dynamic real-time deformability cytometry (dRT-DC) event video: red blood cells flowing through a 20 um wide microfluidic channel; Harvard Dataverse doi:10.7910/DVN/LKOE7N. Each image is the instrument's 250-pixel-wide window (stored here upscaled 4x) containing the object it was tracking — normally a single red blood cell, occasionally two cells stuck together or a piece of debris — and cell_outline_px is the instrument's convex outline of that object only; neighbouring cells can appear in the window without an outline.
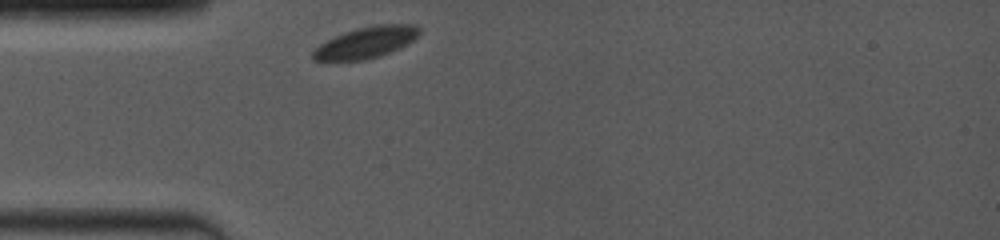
{"species": "common noctule bat (a hibernating species)", "species_latin": "Nyctalus noctula", "temperature_condition": "room temperature", "stored_images_in_passage": 41, "camera_frame_rate_fps": 4000, "um_per_image_px": 0.085, "animal": {"sex": "female", "body_mass_g": 19.0, "forearm_length_mm": 53.3}, "frame": {"image": 1, "passage_image": 1, "time_ms": 0.0, "image_size_px": [1000, 240], "cell_outline_px": [[420, 32], [412, 40], [380, 56], [364, 60], [312, 60], [312, 52], [320, 44], [344, 32], [376, 24], [416, 24], [420, 28]], "centroid_in_image_um": [31.11, 3.6], "position_along_channel_um": 53.9, "area_um2": 18.9}}
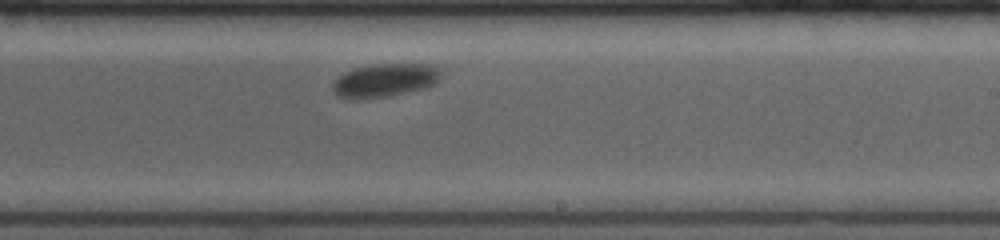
{"frame": {"image": 2, "passage_image": 24, "time_ms": 5.75, "image_size_px": [1000, 240], "cell_outline_px": [[440, 76], [436, 84], [424, 88], [388, 96], [348, 100], [336, 96], [332, 88], [332, 84], [344, 72], [352, 68], [372, 64], [424, 64], [436, 68], [440, 72]], "centroid_in_image_um": [32.64, 6.83], "position_along_channel_um": 256.4, "area_um2": 21.04}}
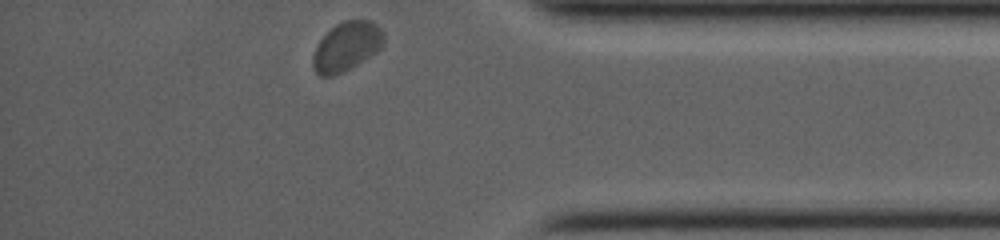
{"frame": {"image": 3, "passage_image": 41, "time_ms": 10.0, "image_size_px": [1000, 240], "cell_outline_px": [[384, 44], [376, 52], [344, 72], [332, 76], [320, 76], [312, 68], [312, 56], [316, 44], [336, 24], [344, 20], [372, 20], [380, 28], [384, 36]], "centroid_in_image_um": [29.44, 3.96], "position_along_channel_um": 405.8, "area_um2": 20.29}, "authors_computed_cell_mechanics": {"area_um2": 20.7502, "velocity_mm_per_s": 3.6695, "shape_relaxation_time_tau1_ms": 2.191, "shape_relaxation_time_tau2_ms": null, "deformation_change_tau1": 0.0785, "deformation_change_tau2": null}}